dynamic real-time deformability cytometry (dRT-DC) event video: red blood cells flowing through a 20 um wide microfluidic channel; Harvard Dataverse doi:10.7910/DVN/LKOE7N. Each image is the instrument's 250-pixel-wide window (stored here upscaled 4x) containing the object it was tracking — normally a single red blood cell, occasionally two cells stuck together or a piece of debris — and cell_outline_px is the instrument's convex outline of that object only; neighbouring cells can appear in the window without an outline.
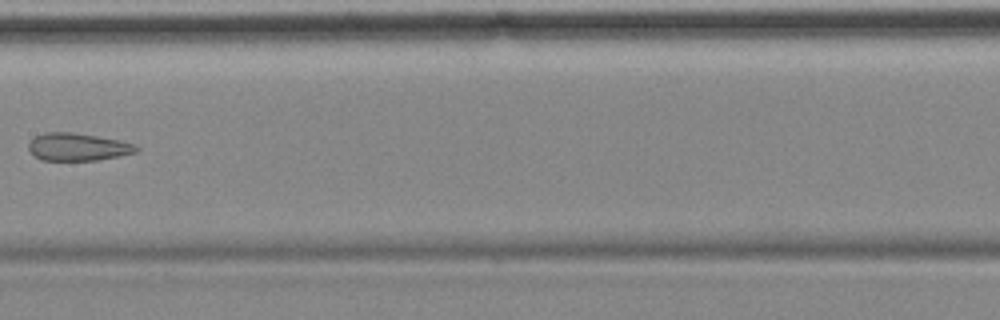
{"species": "common noctule bat (a hibernating species)", "species_latin": "Nyctalus noctula", "temperature_condition": "cold", "stored_images_in_passage": 9, "camera_frame_rate_fps": 3000, "um_per_image_px": 0.085, "animal": {"sex": "female", "body_mass_g": 18.4}, "frame": {"image": 1, "passage_image": 6, "time_ms": 6.333, "image_size_px": [1000, 320], "cell_outline_px": [[140, 148], [136, 152], [120, 156], [96, 160], [40, 160], [28, 148], [28, 144], [36, 136], [44, 132], [72, 132], [120, 140], [136, 144]], "centroid_in_image_um": [6.64, 12.48], "position_along_channel_um": 200.8, "area_um2": 17.28}}
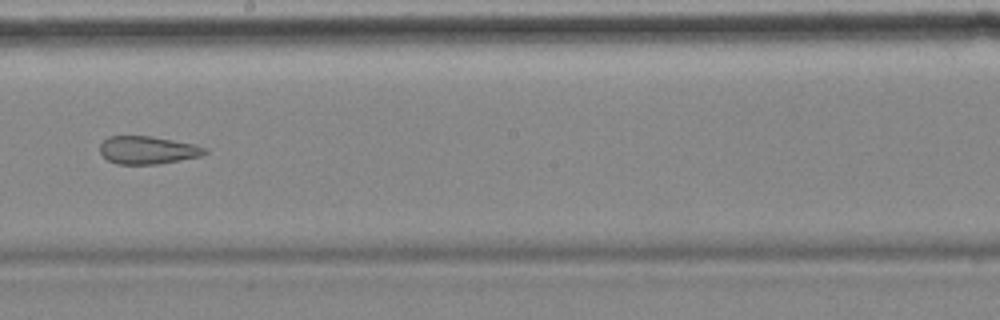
{"frame": {"image": 2, "passage_image": 7, "time_ms": 7.333, "image_size_px": [1000, 320], "cell_outline_px": [[208, 152], [200, 156], [156, 164], [116, 164], [108, 160], [100, 152], [100, 144], [108, 136], [152, 136], [196, 144], [204, 148]], "centroid_in_image_um": [12.53, 12.75], "position_along_channel_um": 235.7, "area_um2": 16.94}}